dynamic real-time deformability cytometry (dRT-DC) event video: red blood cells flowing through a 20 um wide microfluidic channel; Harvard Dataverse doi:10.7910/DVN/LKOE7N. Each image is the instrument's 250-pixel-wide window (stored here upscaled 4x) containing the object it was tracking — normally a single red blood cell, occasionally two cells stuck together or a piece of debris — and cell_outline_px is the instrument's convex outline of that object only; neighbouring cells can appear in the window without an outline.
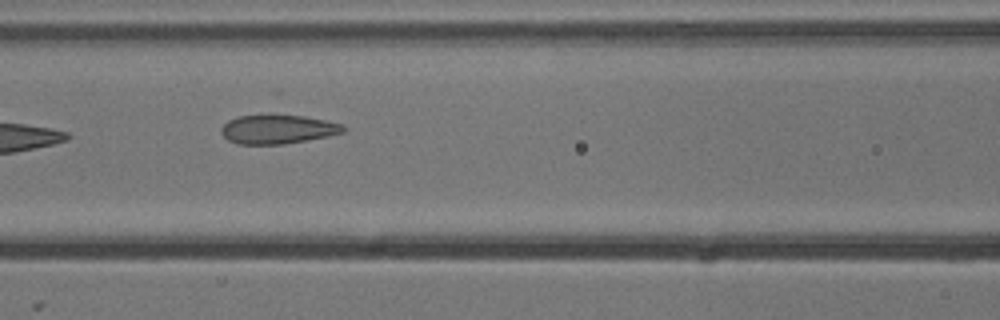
{"species": "common noctule bat (a hibernating species)", "species_latin": "Nyctalus noctula", "temperature_condition": "cold", "stored_images_in_passage": 8, "camera_frame_rate_fps": 3000, "um_per_image_px": 0.085, "animal": {"sex": "male", "body_mass_g": 13.3}, "frame": {"image": 1, "passage_image": 7, "time_ms": 2.0, "image_size_px": [1000, 320], "cell_outline_px": [[348, 128], [344, 132], [328, 136], [280, 144], [240, 144], [228, 140], [220, 132], [220, 128], [228, 120], [236, 116], [304, 116], [344, 124]], "centroid_in_image_um": [23.61, 10.99], "position_along_channel_um": 143.0, "area_um2": 20.29}}
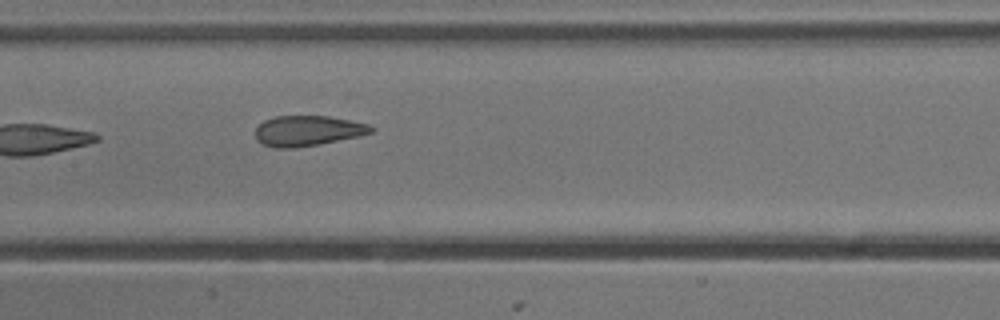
{"frame": {"image": 2, "passage_image": 8, "time_ms": 2.333, "image_size_px": [1000, 320], "cell_outline_px": [[376, 128], [372, 132], [360, 136], [320, 144], [296, 148], [276, 148], [264, 144], [256, 140], [256, 128], [264, 120], [276, 116], [328, 116], [368, 124]], "centroid_in_image_um": [26.16, 11.12], "position_along_channel_um": 181.2, "area_um2": 20.46}}